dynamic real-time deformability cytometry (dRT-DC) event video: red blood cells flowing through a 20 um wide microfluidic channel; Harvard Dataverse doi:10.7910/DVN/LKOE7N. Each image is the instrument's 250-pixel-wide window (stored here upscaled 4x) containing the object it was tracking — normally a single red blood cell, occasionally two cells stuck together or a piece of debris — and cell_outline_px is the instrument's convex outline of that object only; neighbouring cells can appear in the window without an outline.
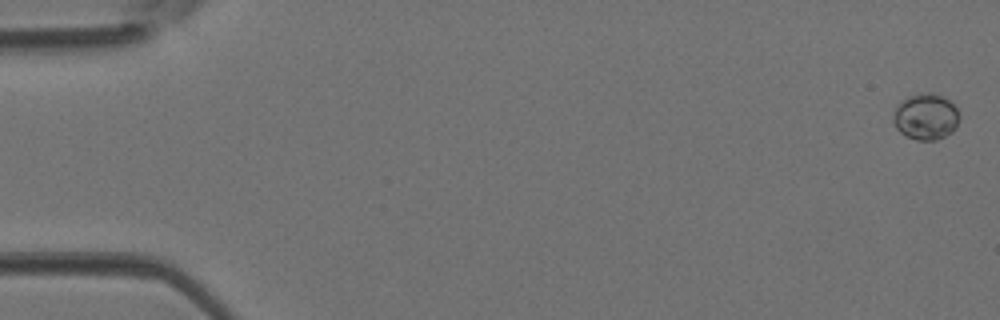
{"species": "Egyptian fruit bat (a non-hibernating species)", "species_latin": "Rousettus aegyptiacus", "temperature_condition": "room temperature", "stored_images_in_passage": 8, "camera_frame_rate_fps": 3000, "um_per_image_px": 0.085, "animal": {"sex": "female"}, "frame": {"image": 1, "passage_image": 1, "time_ms": 0.0, "image_size_px": [1000, 320], "cell_outline_px": [[960, 120], [952, 132], [936, 140], [916, 140], [900, 132], [896, 128], [892, 120], [892, 116], [896, 108], [908, 96], [924, 92], [928, 92], [940, 96], [948, 100], [956, 108], [960, 116]], "centroid_in_image_um": [78.69, 9.93], "position_along_channel_um": 6.3, "area_um2": 17.63}}